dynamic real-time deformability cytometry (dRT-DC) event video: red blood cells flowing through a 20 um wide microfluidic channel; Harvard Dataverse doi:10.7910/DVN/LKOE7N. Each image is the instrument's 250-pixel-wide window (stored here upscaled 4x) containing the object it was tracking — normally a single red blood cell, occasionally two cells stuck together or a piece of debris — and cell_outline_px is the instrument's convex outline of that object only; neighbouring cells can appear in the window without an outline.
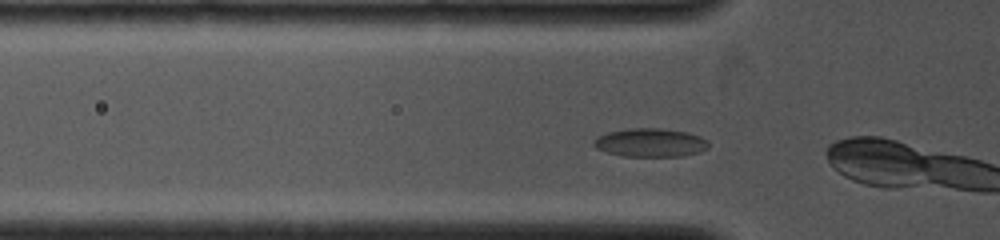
{"species": "common noctule bat (a hibernating species)", "species_latin": "Nyctalus noctula", "temperature_condition": "cold", "stored_images_in_passage": 3, "camera_frame_rate_fps": 4000, "um_per_image_px": 0.085, "animal": {"sex": "female", "body_mass_g": 19.0, "forearm_length_mm": 53.3}, "frame": {"image": 1, "passage_image": 2, "time_ms": 0.25, "image_size_px": [1000, 240], "cell_outline_px": [[708, 148], [700, 152], [684, 156], [624, 156], [608, 152], [596, 148], [592, 144], [600, 136], [608, 132], [628, 128], [660, 128], [688, 132], [700, 136], [708, 140]], "centroid_in_image_um": [55.33, 12.12], "position_along_channel_um": 70.5, "area_um2": 19.02}}